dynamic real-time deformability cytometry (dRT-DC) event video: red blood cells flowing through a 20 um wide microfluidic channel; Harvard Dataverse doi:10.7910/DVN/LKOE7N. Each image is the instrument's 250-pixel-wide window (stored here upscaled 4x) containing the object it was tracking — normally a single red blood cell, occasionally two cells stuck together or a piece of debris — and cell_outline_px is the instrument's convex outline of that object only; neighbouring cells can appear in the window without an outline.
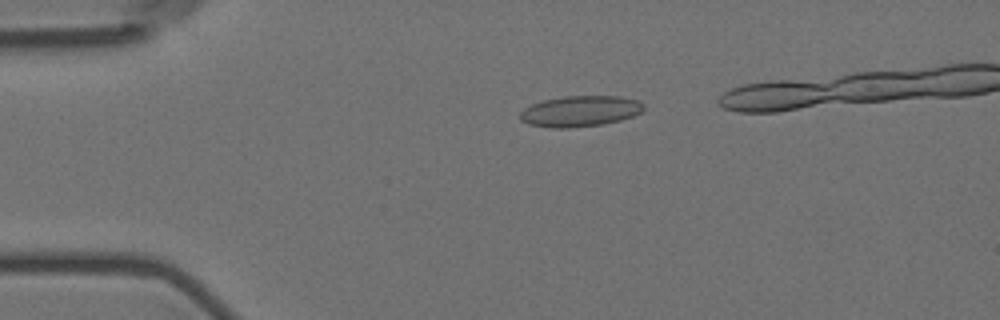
{"species": "Egyptian fruit bat (a non-hibernating species)", "species_latin": "Rousettus aegyptiacus", "temperature_condition": "room temperature", "stored_images_in_passage": 4, "camera_frame_rate_fps": 3000, "um_per_image_px": 0.085, "animal": {"sex": "female"}, "frame": {"image": 1, "passage_image": 2, "time_ms": 0.333, "image_size_px": [1000, 320], "cell_outline_px": [[644, 108], [640, 112], [632, 116], [620, 120], [604, 124], [568, 128], [552, 128], [528, 124], [520, 120], [520, 112], [524, 108], [532, 104], [544, 100], [564, 96], [620, 96], [640, 100], [644, 104]], "centroid_in_image_um": [49.31, 9.45], "position_along_channel_um": 35.7, "area_um2": 22.31}}